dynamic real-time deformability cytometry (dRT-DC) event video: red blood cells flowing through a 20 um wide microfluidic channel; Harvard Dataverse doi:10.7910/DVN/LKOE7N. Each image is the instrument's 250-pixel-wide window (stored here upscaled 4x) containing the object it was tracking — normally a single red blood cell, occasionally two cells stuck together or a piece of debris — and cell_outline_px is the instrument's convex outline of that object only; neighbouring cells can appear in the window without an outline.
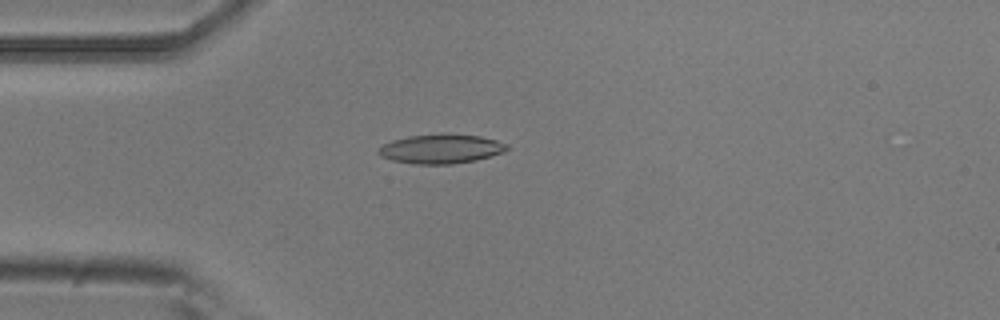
{"species": "common noctule bat (a hibernating species)", "species_latin": "Nyctalus noctula", "temperature_condition": "room temperature", "stored_images_in_passage": 5, "camera_frame_rate_fps": 3000, "um_per_image_px": 0.085, "animal": {"sex": "male", "body_mass_g": 20.5, "forearm_length_mm": 52.5}, "frame": {"image": 1, "passage_image": 5, "time_ms": 1.333, "image_size_px": [1000, 320], "cell_outline_px": [[512, 148], [504, 152], [476, 160], [452, 164], [412, 164], [392, 160], [380, 156], [376, 152], [384, 144], [392, 140], [408, 136], [440, 132], [480, 136], [496, 140], [508, 144]], "centroid_in_image_um": [37.5, 12.64], "position_along_channel_um": 47.5, "area_um2": 22.37}}